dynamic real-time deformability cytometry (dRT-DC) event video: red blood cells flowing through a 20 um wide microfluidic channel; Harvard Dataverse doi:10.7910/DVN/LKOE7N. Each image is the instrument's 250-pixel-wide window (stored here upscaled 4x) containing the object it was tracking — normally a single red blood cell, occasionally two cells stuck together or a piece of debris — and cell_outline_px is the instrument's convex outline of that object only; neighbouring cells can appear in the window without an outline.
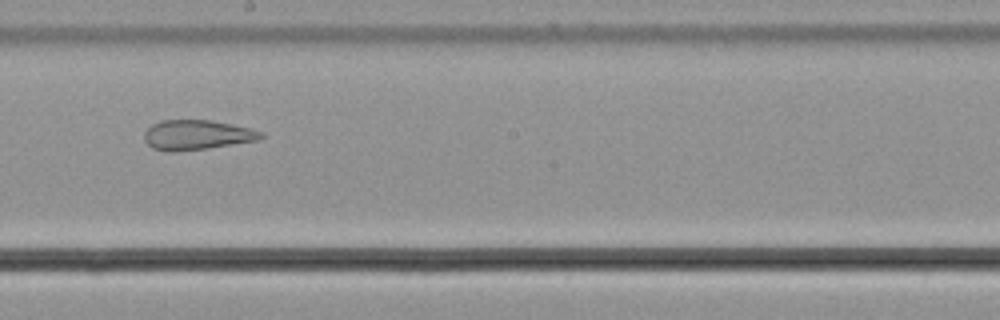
{"species": "common noctule bat (a hibernating species)", "species_latin": "Nyctalus noctula", "temperature_condition": "cold", "stored_images_in_passage": 30, "camera_frame_rate_fps": 3000, "um_per_image_px": 0.085, "animal": {"sex": "male", "body_mass_g": 21.5, "forearm_length_mm": 52.0}, "frame": {"image": 1, "passage_image": 22, "time_ms": 7.0, "image_size_px": [1000, 320], "cell_outline_px": [[264, 136], [260, 140], [208, 148], [172, 152], [168, 152], [152, 148], [144, 140], [144, 132], [152, 124], [160, 120], [212, 120], [252, 128], [264, 132]], "centroid_in_image_um": [16.76, 11.46], "position_along_channel_um": 231.4, "area_um2": 20.52}}